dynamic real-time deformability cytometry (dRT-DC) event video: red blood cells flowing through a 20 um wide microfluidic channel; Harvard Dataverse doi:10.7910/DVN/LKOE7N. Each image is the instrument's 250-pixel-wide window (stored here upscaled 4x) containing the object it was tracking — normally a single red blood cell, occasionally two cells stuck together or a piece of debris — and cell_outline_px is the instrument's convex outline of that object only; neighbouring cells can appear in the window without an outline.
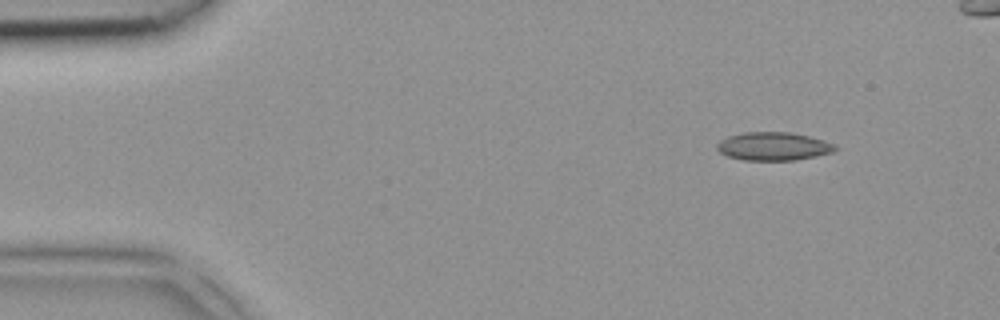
{"species": "common noctule bat (a hibernating species)", "species_latin": "Nyctalus noctula", "temperature_condition": "room temperature", "stored_images_in_passage": 6, "segment_of_instrument_passage": [2, 2], "camera_frame_rate_fps": 3000, "um_per_image_px": 0.085, "animal": {"sex": "female", "body_mass_g": 18.4}, "frame": {"image": 1, "passage_image": 6, "time_ms": 1.667, "image_size_px": [1000, 320], "cell_outline_px": [[840, 148], [832, 152], [816, 156], [796, 160], [744, 160], [728, 156], [720, 152], [716, 148], [716, 144], [720, 140], [728, 136], [744, 132], [792, 132], [824, 140], [836, 144]], "centroid_in_image_um": [65.76, 12.43], "position_along_channel_um": 19.2, "area_um2": 19.59}}